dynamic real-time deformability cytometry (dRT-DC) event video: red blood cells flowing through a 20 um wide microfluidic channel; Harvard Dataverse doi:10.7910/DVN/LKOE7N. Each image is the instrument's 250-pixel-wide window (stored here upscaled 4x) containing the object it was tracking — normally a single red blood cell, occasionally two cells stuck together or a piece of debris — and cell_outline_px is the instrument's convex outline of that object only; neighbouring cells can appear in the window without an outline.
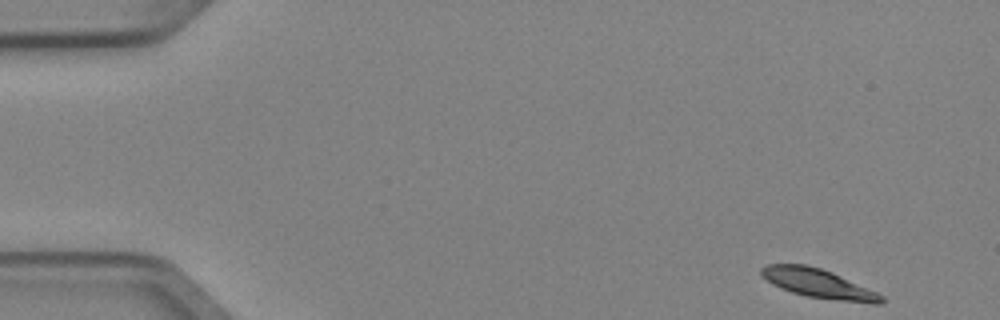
{"species": "Egyptian fruit bat (a non-hibernating species)", "species_latin": "Rousettus aegyptiacus", "temperature_condition": "cold", "stored_images_in_passage": 4, "camera_frame_rate_fps": 3000, "um_per_image_px": 0.085, "animal": {"sex": "female"}, "frame": {"image": 1, "passage_image": 1, "time_ms": 0.0, "image_size_px": [1000, 320], "cell_outline_px": [[884, 304], [872, 304], [836, 300], [808, 296], [792, 292], [780, 288], [772, 284], [760, 272], [760, 268], [768, 264], [804, 264], [820, 268], [832, 272], [876, 292], [884, 296]], "centroid_in_image_um": [69.59, 24.1], "position_along_channel_um": 15.4, "area_um2": 20.11}}
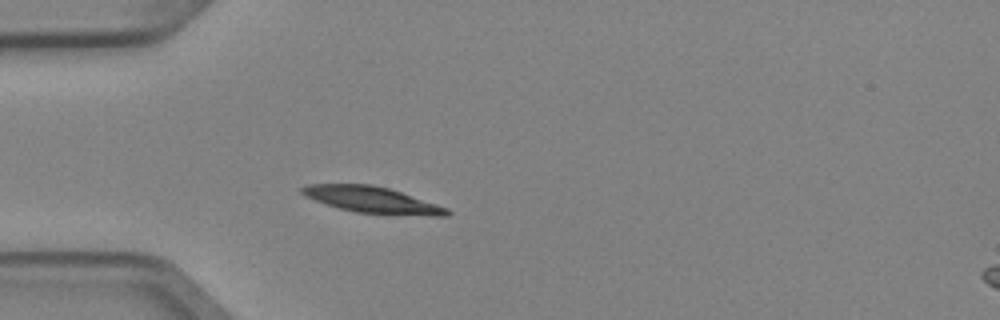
{"frame": {"image": 2, "passage_image": 4, "time_ms": 1.0, "image_size_px": [1000, 320], "cell_outline_px": [[452, 212], [448, 216], [432, 216], [356, 212], [340, 208], [304, 196], [300, 192], [300, 188], [308, 184], [372, 184], [388, 188], [448, 208]], "centroid_in_image_um": [31.63, 16.98], "position_along_channel_um": 53.4, "area_um2": 21.85}}